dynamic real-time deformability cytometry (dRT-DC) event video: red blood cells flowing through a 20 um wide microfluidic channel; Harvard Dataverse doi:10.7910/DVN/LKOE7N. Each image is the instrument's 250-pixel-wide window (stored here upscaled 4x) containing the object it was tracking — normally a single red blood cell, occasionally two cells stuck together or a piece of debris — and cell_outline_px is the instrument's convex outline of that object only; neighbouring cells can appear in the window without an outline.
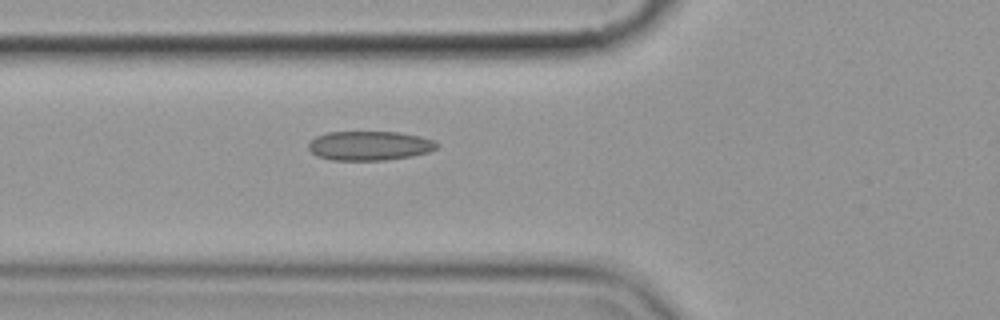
{"species": "common noctule bat (a hibernating species)", "species_latin": "Nyctalus noctula", "temperature_condition": "cold", "stored_images_in_passage": 3, "camera_frame_rate_fps": 3000, "um_per_image_px": 0.085, "animal": {"sex": "female", "body_mass_g": 19.9}, "frame": {"image": 1, "passage_image": 3, "time_ms": 2.333, "image_size_px": [1000, 320], "cell_outline_px": [[440, 144], [436, 148], [428, 152], [412, 156], [384, 160], [332, 160], [316, 156], [308, 148], [308, 144], [316, 136], [328, 132], [400, 132], [420, 136], [436, 140]], "centroid_in_image_um": [31.43, 12.38], "position_along_channel_um": 94.4, "area_um2": 22.02}}